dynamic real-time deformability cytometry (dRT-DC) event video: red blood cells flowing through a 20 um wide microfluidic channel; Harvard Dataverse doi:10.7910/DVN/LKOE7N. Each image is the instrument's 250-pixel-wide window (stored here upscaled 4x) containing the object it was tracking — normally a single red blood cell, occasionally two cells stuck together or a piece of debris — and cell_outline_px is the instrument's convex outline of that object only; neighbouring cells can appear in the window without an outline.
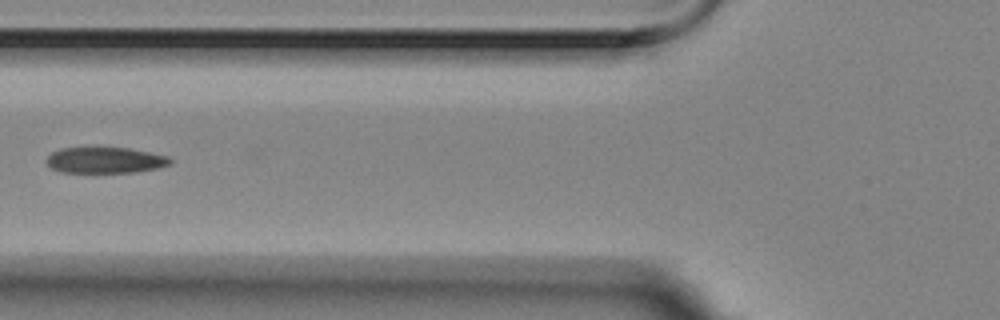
{"species": "Egyptian fruit bat (a non-hibernating species)", "species_latin": "Rousettus aegyptiacus", "temperature_condition": "room temperature", "stored_images_in_passage": 9, "segment_of_instrument_passage": [2, 2], "camera_frame_rate_fps": 3000, "um_per_image_px": 0.085, "animal": {"sex": "female"}, "frame": {"image": 1, "passage_image": 7, "time_ms": 2.0, "image_size_px": [1000, 320], "cell_outline_px": [[172, 164], [160, 168], [136, 172], [60, 172], [52, 168], [44, 160], [52, 152], [60, 148], [128, 148], [168, 156], [172, 160]], "centroid_in_image_um": [8.96, 13.62], "position_along_channel_um": 116.8, "area_um2": 18.73}}
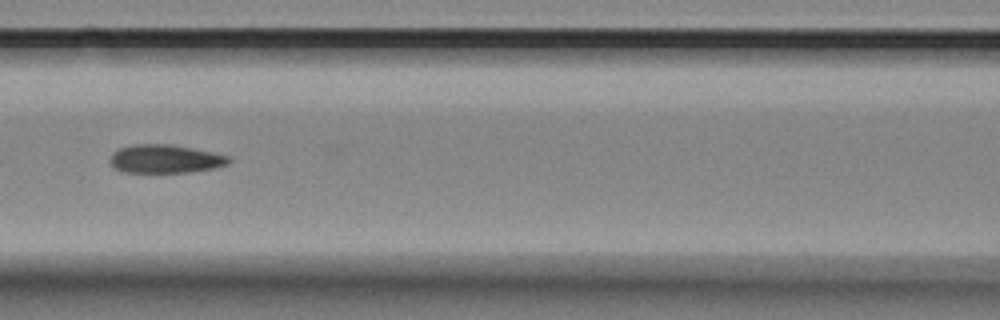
{"frame": {"image": 2, "passage_image": 8, "time_ms": 2.333, "image_size_px": [1000, 320], "cell_outline_px": [[232, 160], [228, 164], [212, 168], [192, 172], [124, 172], [116, 168], [108, 160], [112, 152], [120, 148], [132, 144], [168, 144], [212, 152], [228, 156]], "centroid_in_image_um": [14.02, 13.5], "position_along_channel_um": 152.6, "area_um2": 19.54}}
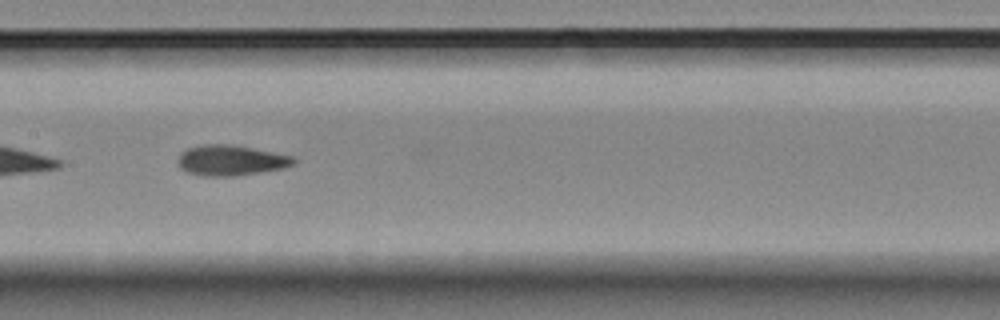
{"frame": {"image": 3, "passage_image": 9, "time_ms": 2.667, "image_size_px": [1000, 320], "cell_outline_px": [[296, 164], [284, 168], [232, 176], [204, 176], [188, 172], [180, 168], [176, 160], [180, 152], [188, 148], [204, 144], [228, 144], [252, 148], [292, 156], [296, 160]], "centroid_in_image_um": [19.59, 13.63], "position_along_channel_um": 187.8, "area_um2": 20.46}}